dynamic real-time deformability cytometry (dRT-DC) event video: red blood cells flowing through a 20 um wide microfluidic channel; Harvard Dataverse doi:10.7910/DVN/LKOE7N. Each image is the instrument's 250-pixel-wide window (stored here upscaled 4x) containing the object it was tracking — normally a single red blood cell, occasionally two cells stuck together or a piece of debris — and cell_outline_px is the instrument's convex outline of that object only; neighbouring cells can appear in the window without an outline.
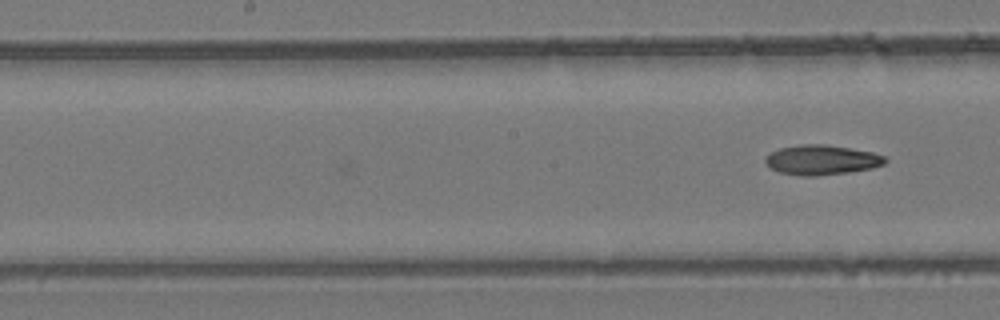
{"species": "common noctule bat (a hibernating species)", "species_latin": "Nyctalus noctula", "temperature_condition": "room temperature", "stored_images_in_passage": 7, "camera_frame_rate_fps": 3000, "um_per_image_px": 0.085, "animal": {"sex": "female", "body_mass_g": 24.6, "forearm_length_mm": 56.2}, "frame": {"image": 1, "passage_image": 7, "time_ms": 2.0, "image_size_px": [1000, 320], "cell_outline_px": [[888, 160], [884, 164], [872, 168], [848, 172], [816, 176], [804, 176], [780, 172], [772, 168], [764, 160], [772, 152], [780, 148], [800, 144], [824, 144], [872, 152], [884, 156]], "centroid_in_image_um": [69.87, 13.59], "position_along_channel_um": 178.3, "area_um2": 20.52}}